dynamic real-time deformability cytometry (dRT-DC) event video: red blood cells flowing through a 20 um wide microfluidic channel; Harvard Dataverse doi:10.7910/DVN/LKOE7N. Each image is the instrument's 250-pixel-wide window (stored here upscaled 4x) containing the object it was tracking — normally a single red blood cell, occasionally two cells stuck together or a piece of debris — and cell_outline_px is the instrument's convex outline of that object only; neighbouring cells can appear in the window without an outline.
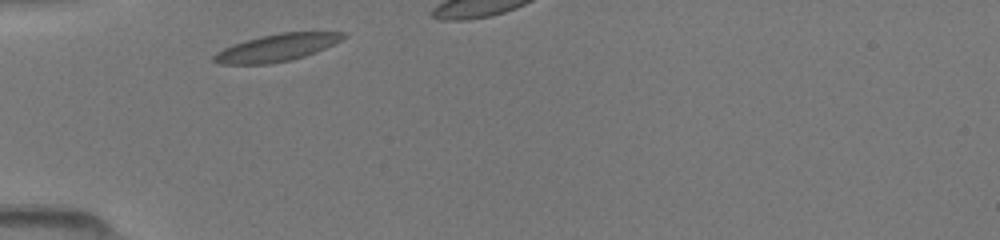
{"species": "common noctule bat (a hibernating species)", "species_latin": "Nyctalus noctula", "temperature_condition": "room temperature", "stored_images_in_passage": 5, "segment_of_instrument_passage": [1, 2], "camera_frame_rate_fps": 3000, "um_per_image_px": 0.085, "animal": {"sex": "female", "body_mass_g": 19.5, "forearm_length_mm": 54.1}, "frame": {"image": 1, "passage_image": 1, "time_ms": 0.0, "image_size_px": [1000, 240], "cell_outline_px": [[348, 36], [316, 52], [292, 60], [268, 64], [220, 64], [212, 60], [212, 56], [216, 52], [232, 44], [244, 40], [260, 36], [280, 32], [348, 32]], "centroid_in_image_um": [23.5, 4.05], "position_along_channel_um": 61.5, "area_um2": 20.63}}
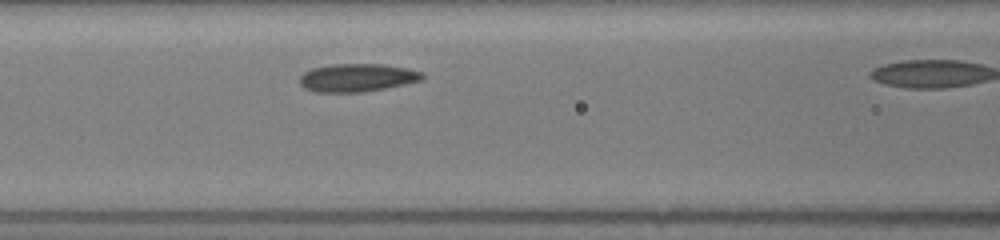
{"frame": {"image": 2, "passage_image": 4, "time_ms": 2.0, "image_size_px": [1000, 240], "cell_outline_px": [[424, 80], [384, 88], [360, 92], [316, 92], [304, 88], [300, 84], [300, 76], [304, 72], [312, 68], [332, 64], [384, 64], [408, 68], [424, 72]], "centroid_in_image_um": [30.38, 6.59], "position_along_channel_um": 136.2, "area_um2": 20.11}}